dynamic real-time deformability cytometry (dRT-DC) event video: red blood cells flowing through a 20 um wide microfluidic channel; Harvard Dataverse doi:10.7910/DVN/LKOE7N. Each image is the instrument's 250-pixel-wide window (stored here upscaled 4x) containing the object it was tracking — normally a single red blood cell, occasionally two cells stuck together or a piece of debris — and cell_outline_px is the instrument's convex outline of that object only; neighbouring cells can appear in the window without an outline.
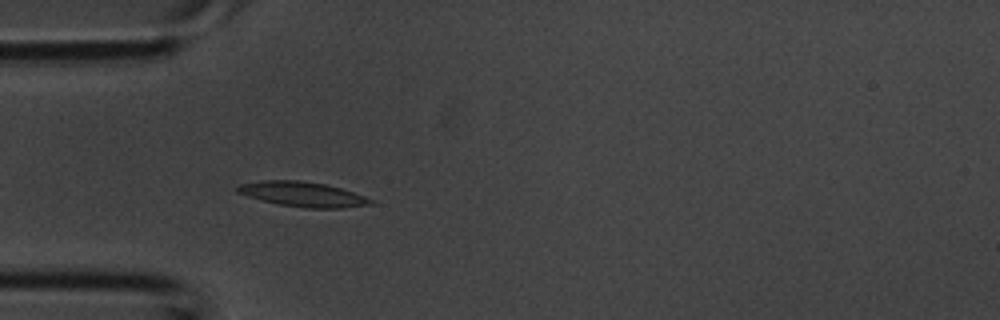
{"species": "common noctule bat (a hibernating species)", "species_latin": "Nyctalus noctula", "temperature_condition": "room temperature", "stored_images_in_passage": 24, "camera_frame_rate_fps": 3000, "um_per_image_px": 0.085, "animal": {"sex": "male", "body_mass_g": 20.1, "forearm_length_mm": 53.5}, "frame": {"image": 1, "passage_image": 3, "time_ms": 0.667, "image_size_px": [1000, 320], "cell_outline_px": [[376, 204], [340, 208], [304, 208], [280, 204], [248, 196], [236, 192], [236, 188], [240, 184], [264, 180], [300, 180], [324, 184], [340, 188], [376, 200]], "centroid_in_image_um": [25.78, 16.51], "position_along_channel_um": 59.2, "area_um2": 19.19}}
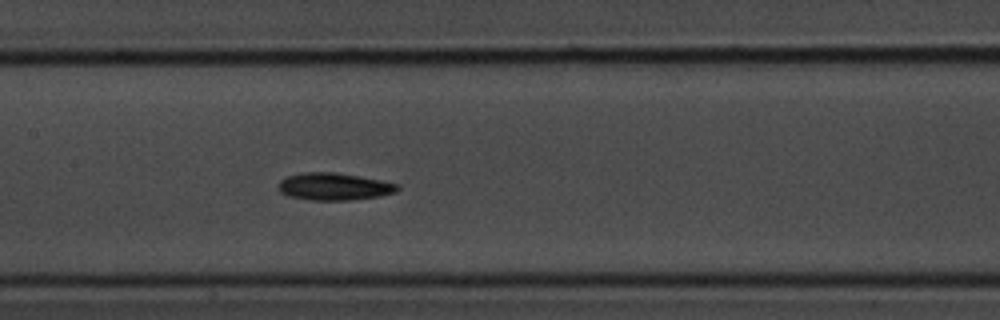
{"frame": {"image": 2, "passage_image": 10, "time_ms": 3.0, "image_size_px": [1000, 320], "cell_outline_px": [[400, 188], [396, 192], [380, 196], [348, 200], [308, 200], [288, 196], [280, 192], [280, 180], [284, 176], [304, 172], [332, 172], [380, 180], [400, 184]], "centroid_in_image_um": [28.39, 15.86], "position_along_channel_um": 179.0, "area_um2": 18.9}}
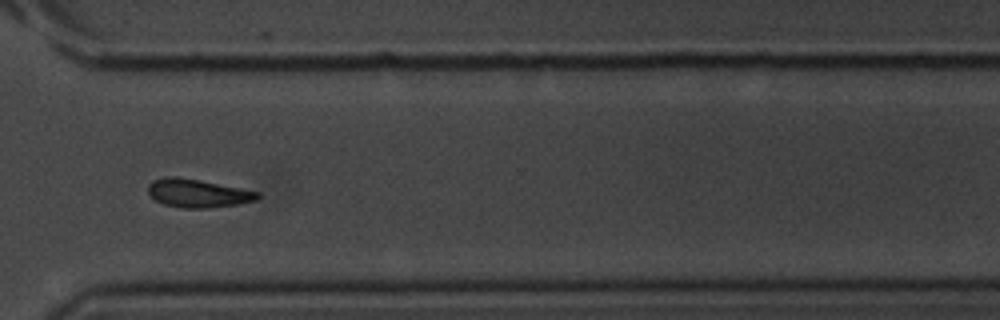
{"frame": {"image": 3, "passage_image": 20, "time_ms": 6.333, "image_size_px": [1000, 320], "cell_outline_px": [[260, 196], [256, 200], [236, 204], [208, 208], [184, 208], [164, 204], [156, 200], [148, 192], [148, 184], [152, 180], [168, 176], [176, 176], [260, 192]], "centroid_in_image_um": [16.78, 16.42], "position_along_channel_um": 353.8, "area_um2": 17.74}}